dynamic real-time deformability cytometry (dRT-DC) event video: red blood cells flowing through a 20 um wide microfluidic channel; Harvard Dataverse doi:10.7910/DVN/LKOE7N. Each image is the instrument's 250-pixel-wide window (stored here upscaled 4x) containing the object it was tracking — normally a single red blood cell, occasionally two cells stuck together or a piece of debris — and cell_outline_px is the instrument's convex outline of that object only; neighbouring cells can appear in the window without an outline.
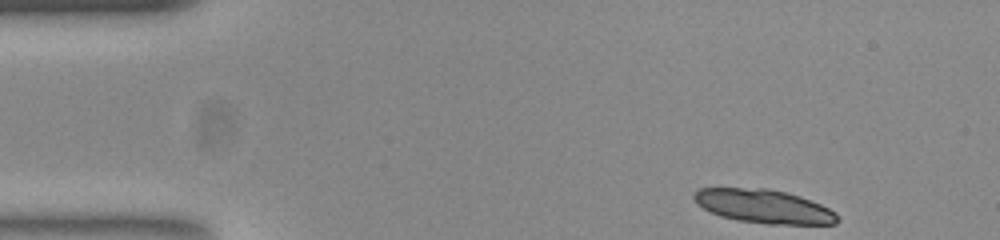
{"species": "common noctule bat (a hibernating species)", "species_latin": "Nyctalus noctula", "temperature_condition": "room temperature", "stored_images_in_passage": 26, "segment_of_instrument_passage": [1, 2], "camera_frame_rate_fps": 3000, "um_per_image_px": 0.085, "animal": {"sex": "female", "body_mass_g": 23.0, "forearm_length_mm": 53.4}, "frame": {"image": 1, "passage_image": 1, "time_ms": 0.0, "image_size_px": [1000, 240], "cell_outline_px": [[840, 220], [836, 224], [768, 224], [740, 220], [720, 216], [696, 204], [692, 196], [692, 192], [696, 188], [768, 188], [800, 196], [820, 204], [836, 212]], "centroid_in_image_um": [64.9, 17.53], "position_along_channel_um": 20.1, "area_um2": 28.21}}